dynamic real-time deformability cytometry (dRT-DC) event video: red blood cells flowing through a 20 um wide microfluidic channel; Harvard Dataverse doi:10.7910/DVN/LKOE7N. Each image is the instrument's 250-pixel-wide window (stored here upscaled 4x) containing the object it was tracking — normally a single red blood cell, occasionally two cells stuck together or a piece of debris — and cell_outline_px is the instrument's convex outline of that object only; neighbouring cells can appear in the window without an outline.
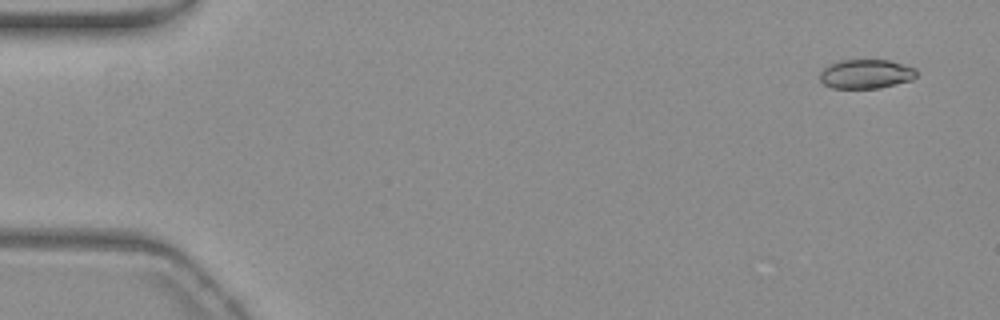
{"species": "common noctule bat (a hibernating species)", "species_latin": "Nyctalus noctula", "temperature_condition": "warm", "stored_images_in_passage": 12, "camera_frame_rate_fps": 3000, "um_per_image_px": 0.085, "animal": {"sex": "female", "body_mass_g": 19.3, "forearm_length_mm": 54.1}, "frame": {"image": 1, "passage_image": 1, "time_ms": 0.0, "image_size_px": [1000, 320], "cell_outline_px": [[916, 76], [912, 80], [880, 88], [832, 88], [824, 84], [820, 80], [820, 72], [828, 64], [840, 60], [888, 60], [916, 68]], "centroid_in_image_um": [73.6, 6.29], "position_along_channel_um": 11.4, "area_um2": 16.47}}